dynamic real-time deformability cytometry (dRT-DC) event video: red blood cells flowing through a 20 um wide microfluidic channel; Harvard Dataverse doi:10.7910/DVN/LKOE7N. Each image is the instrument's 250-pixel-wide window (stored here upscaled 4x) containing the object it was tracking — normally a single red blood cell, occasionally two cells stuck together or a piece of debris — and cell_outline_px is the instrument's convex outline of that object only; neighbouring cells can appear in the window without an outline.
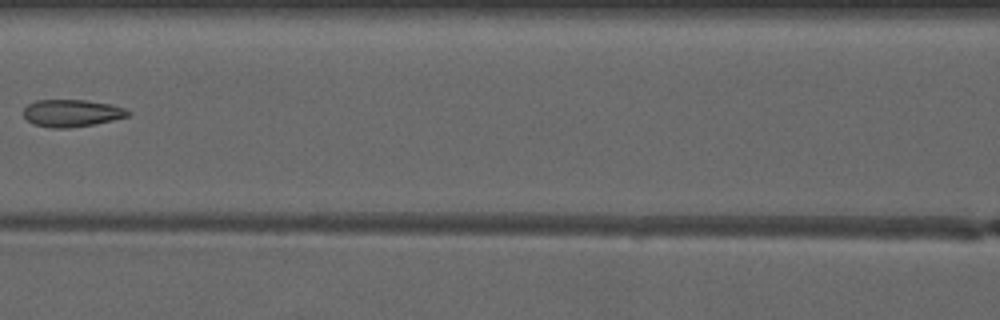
{"species": "common noctule bat (a hibernating species)", "species_latin": "Nyctalus noctula", "temperature_condition": "warm", "stored_images_in_passage": 7, "camera_frame_rate_fps": 3000, "um_per_image_px": 0.085, "animal": {"sex": "male", "forearm_length_mm": 52.5}, "frame": {"image": 1, "passage_image": 7, "time_ms": 7.667, "image_size_px": [1000, 320], "cell_outline_px": [[132, 112], [128, 116], [112, 120], [92, 124], [68, 128], [52, 128], [32, 124], [24, 116], [24, 108], [28, 104], [36, 100], [84, 100], [112, 104], [124, 108]], "centroid_in_image_um": [6.09, 9.61], "position_along_channel_um": 160.5, "area_um2": 16.53}}